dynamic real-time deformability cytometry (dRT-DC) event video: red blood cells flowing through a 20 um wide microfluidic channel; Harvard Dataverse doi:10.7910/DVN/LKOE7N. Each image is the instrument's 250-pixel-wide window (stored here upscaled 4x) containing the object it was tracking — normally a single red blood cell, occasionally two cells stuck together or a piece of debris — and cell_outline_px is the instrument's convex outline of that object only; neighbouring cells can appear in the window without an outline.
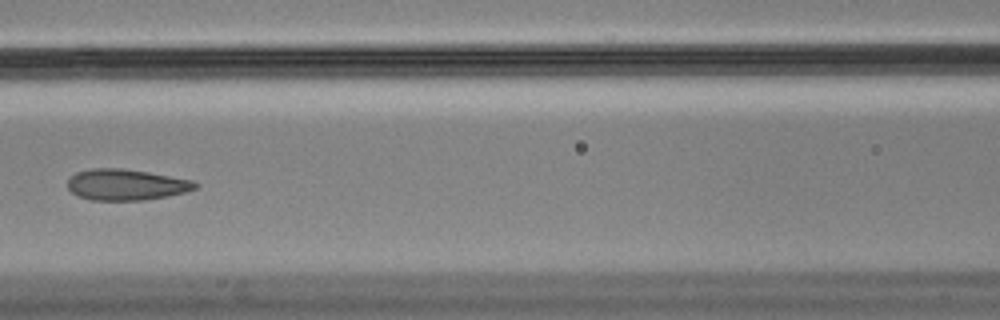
{"species": "Egyptian fruit bat (a non-hibernating species)", "species_latin": "Rousettus aegyptiacus", "temperature_condition": "cold", "stored_images_in_passage": 4, "camera_frame_rate_fps": 3000, "um_per_image_px": 0.085, "animal": {"sex": "male"}, "frame": {"image": 1, "passage_image": 4, "time_ms": 1.0, "image_size_px": [1000, 320], "cell_outline_px": [[200, 184], [196, 188], [184, 192], [168, 196], [144, 200], [88, 200], [72, 192], [68, 188], [68, 180], [76, 172], [92, 168], [120, 168], [148, 172], [192, 180]], "centroid_in_image_um": [10.72, 15.7], "position_along_channel_um": 155.9, "area_um2": 23.0}}